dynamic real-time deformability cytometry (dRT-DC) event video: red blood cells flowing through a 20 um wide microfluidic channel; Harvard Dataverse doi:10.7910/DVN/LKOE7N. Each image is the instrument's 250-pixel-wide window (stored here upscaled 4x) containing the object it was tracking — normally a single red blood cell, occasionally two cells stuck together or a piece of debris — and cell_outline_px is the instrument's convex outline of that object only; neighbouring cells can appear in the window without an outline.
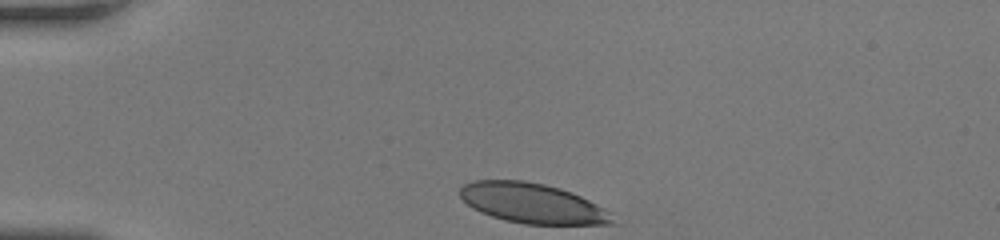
{"species": "human", "species_latin": "Homo sapiens", "temperature_condition": "room temperature", "stored_images_in_passage": 30, "camera_frame_rate_fps": 3000, "um_per_image_px": 0.085, "donor": {"sex": "female"}, "frame": {"image": 1, "passage_image": 1, "time_ms": 0.0, "image_size_px": [1000, 240], "cell_outline_px": [[616, 224], [524, 224], [504, 220], [480, 212], [472, 208], [460, 196], [460, 188], [464, 184], [472, 180], [524, 180], [544, 184], [560, 188], [572, 192], [604, 208], [608, 212]], "centroid_in_image_um": [45.22, 17.27], "position_along_channel_um": 39.8, "area_um2": 35.37}}
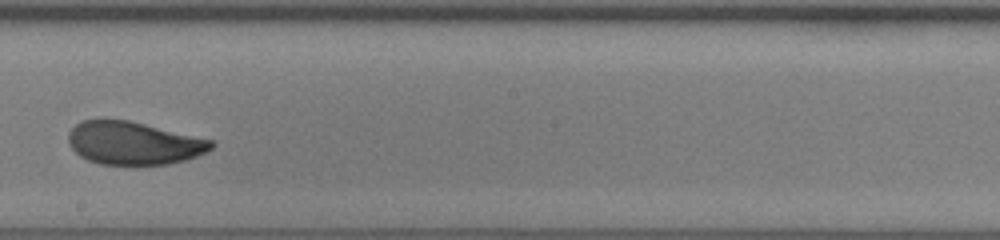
{"frame": {"image": 2, "passage_image": 18, "time_ms": 5.667, "image_size_px": [1000, 240], "cell_outline_px": [[216, 144], [212, 148], [196, 156], [184, 160], [168, 164], [100, 164], [88, 160], [80, 156], [68, 144], [68, 132], [76, 124], [84, 120], [128, 120], [212, 140]], "centroid_in_image_um": [11.33, 12.16], "position_along_channel_um": 236.9, "area_um2": 35.37}}
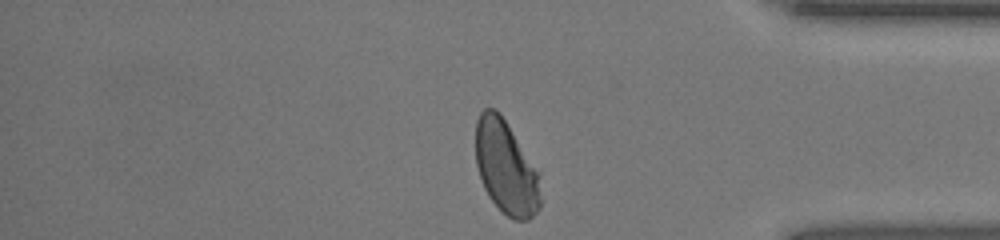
{"frame": {"image": 3, "passage_image": 30, "time_ms": 9.667, "image_size_px": [1000, 240], "cell_outline_px": [[540, 208], [528, 220], [512, 220], [488, 196], [484, 188], [476, 164], [476, 120], [480, 112], [484, 108], [496, 108], [500, 112], [536, 172], [540, 200]], "centroid_in_image_um": [42.95, 14.23], "position_along_channel_um": 392.3, "area_um2": 34.39}, "authors_computed_cell_mechanics": {"area_um2": 36.6741, "velocity_mm_per_s": 4.3109, "shape_relaxation_time_tau1_ms": 6.7345, "shape_relaxation_time_tau2_ms": 0.6877, "deformation_change_tau1": 0.2159, "deformation_change_tau2": 0.0598}}